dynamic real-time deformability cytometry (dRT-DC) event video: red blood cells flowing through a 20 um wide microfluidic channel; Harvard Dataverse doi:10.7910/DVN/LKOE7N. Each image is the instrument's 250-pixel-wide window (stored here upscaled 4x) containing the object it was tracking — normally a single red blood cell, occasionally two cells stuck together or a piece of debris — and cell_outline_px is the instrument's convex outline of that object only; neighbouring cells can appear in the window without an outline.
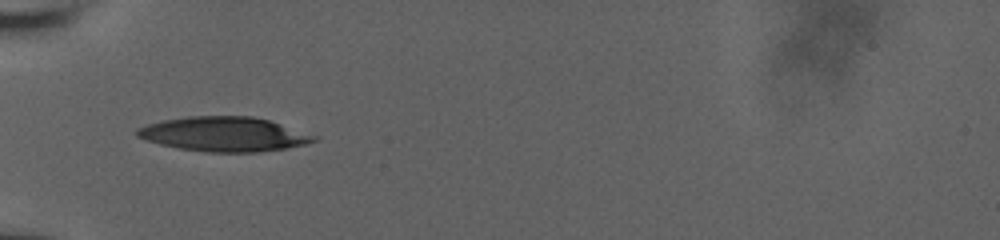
{"species": "human", "species_latin": "Homo sapiens", "temperature_condition": "room temperature", "stored_images_in_passage": 36, "camera_frame_rate_fps": 3000, "um_per_image_px": 0.085, "donor": {"sex": "male"}, "frame": {"image": 1, "passage_image": 1, "time_ms": 0.0, "image_size_px": [1000, 240], "cell_outline_px": [[320, 140], [308, 144], [288, 148], [256, 152], [208, 152], [180, 148], [160, 144], [136, 136], [136, 128], [160, 120], [188, 116], [252, 116], [268, 120], [320, 136]], "centroid_in_image_um": [19.1, 11.4], "position_along_channel_um": 65.9, "area_um2": 35.78}}
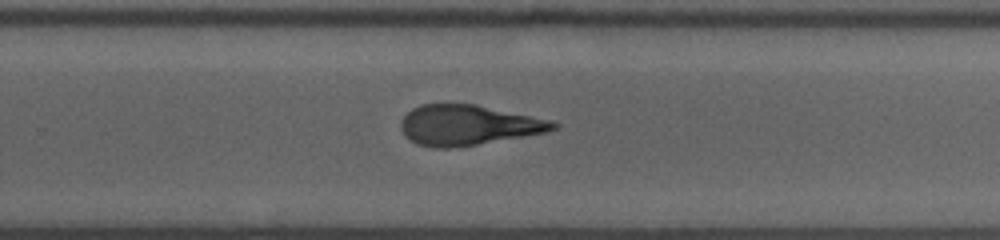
{"frame": {"image": 2, "passage_image": 19, "time_ms": 6.0, "image_size_px": [1000, 240], "cell_outline_px": [[560, 124], [556, 128], [548, 132], [452, 148], [436, 148], [416, 144], [408, 140], [404, 136], [400, 128], [400, 120], [412, 108], [420, 104], [476, 104], [552, 120]], "centroid_in_image_um": [39.76, 10.63], "position_along_channel_um": 290.0, "area_um2": 35.84}}
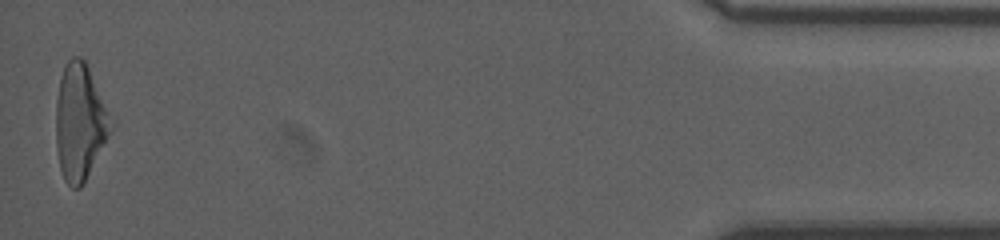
{"frame": {"image": 3, "passage_image": 36, "time_ms": 11.667, "image_size_px": [1000, 240], "cell_outline_px": [[116, 124], [80, 188], [72, 188], [64, 180], [60, 168], [56, 148], [56, 100], [60, 76], [64, 64], [72, 56], [80, 56], [84, 60], [116, 120]], "centroid_in_image_um": [6.82, 10.33], "position_along_channel_um": 428.4, "area_um2": 37.92}, "authors_computed_cell_mechanics": {"area_um2": 36.5874, "velocity_mm_per_s": 3.8422, "shape_relaxation_time_tau1_ms": null, "shape_relaxation_time_tau2_ms": 2.5542, "deformation_change_tau1": null, "deformation_change_tau2": 0.1254}}